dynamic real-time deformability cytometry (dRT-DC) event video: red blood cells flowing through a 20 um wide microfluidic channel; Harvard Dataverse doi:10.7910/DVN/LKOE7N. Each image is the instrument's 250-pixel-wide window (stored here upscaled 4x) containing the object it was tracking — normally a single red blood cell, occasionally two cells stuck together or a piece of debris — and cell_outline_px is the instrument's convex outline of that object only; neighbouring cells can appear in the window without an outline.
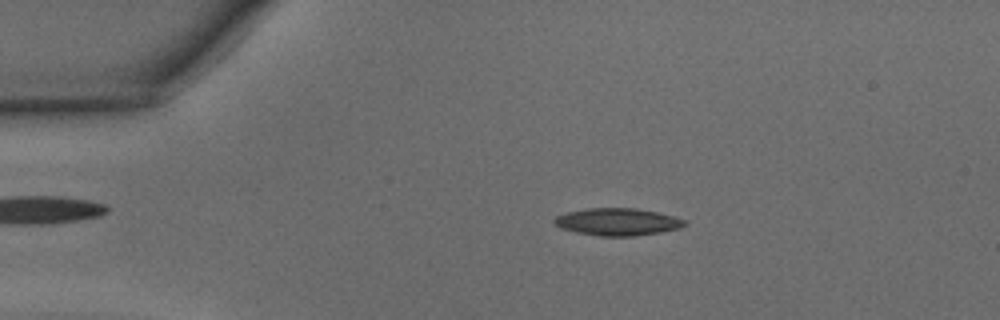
{"species": "common noctule bat (a hibernating species)", "species_latin": "Nyctalus noctula", "temperature_condition": "warm", "stored_images_in_passage": 45, "camera_frame_rate_fps": 3000, "um_per_image_px": 0.085, "animal": {"sex": "male", "body_mass_g": 15.6}, "frame": {"image": 1, "passage_image": 8, "time_ms": 2.333, "image_size_px": [1000, 320], "cell_outline_px": [[688, 224], [680, 228], [660, 232], [632, 236], [600, 236], [576, 232], [560, 228], [552, 220], [556, 216], [568, 212], [588, 208], [636, 208], [656, 212], [672, 216], [684, 220]], "centroid_in_image_um": [52.48, 18.86], "position_along_channel_um": 32.5, "area_um2": 20.58}}
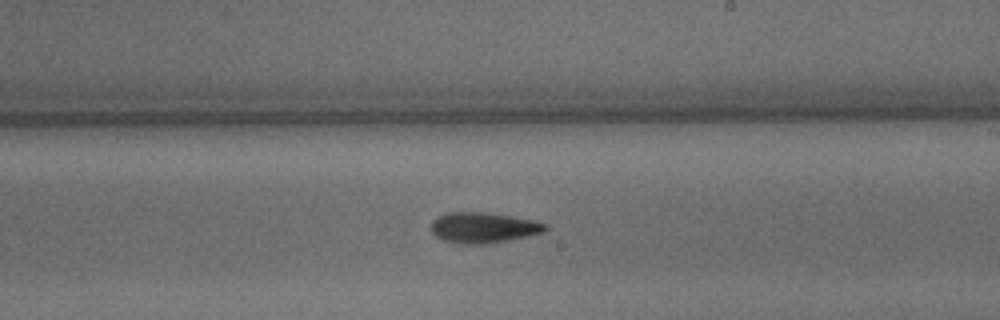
{"frame": {"image": 2, "passage_image": 26, "time_ms": 8.333, "image_size_px": [1000, 320], "cell_outline_px": [[548, 228], [544, 232], [528, 236], [488, 244], [460, 244], [444, 240], [436, 236], [432, 232], [432, 220], [436, 216], [448, 212], [484, 212], [512, 216], [532, 220], [548, 224]], "centroid_in_image_um": [41.09, 19.35], "position_along_channel_um": 247.9, "area_um2": 20.46}}
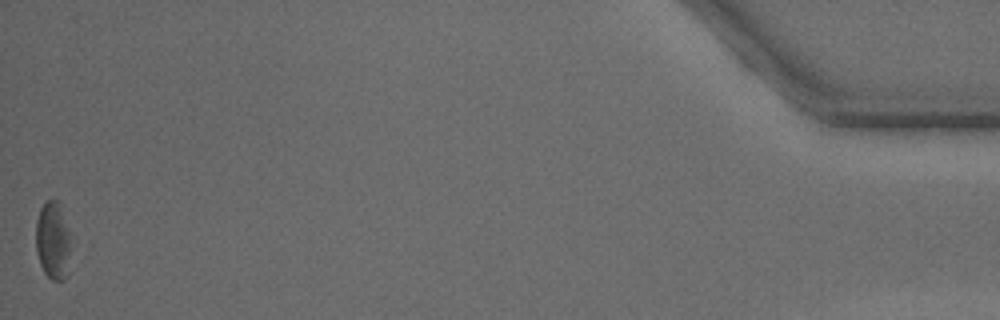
{"frame": {"image": 3, "passage_image": 45, "time_ms": 14.667, "image_size_px": [1000, 320], "cell_outline_px": [[72, 244], [68, 276], [64, 280], [52, 280], [44, 272], [40, 264], [36, 252], [36, 220], [40, 208], [48, 200], [56, 200], [60, 204]], "centroid_in_image_um": [4.52, 20.5], "position_along_channel_um": 430.7, "area_um2": 16.18}, "authors_computed_cell_mechanics": {"area_um2": 20.1144, "velocity_mm_per_s": 4.3521, "shape_relaxation_time_tau1_ms": 4.358, "shape_relaxation_time_tau2_ms": 10.6362, "deformation_change_tau1": 0.1353, "deformation_change_tau2": 0.273}}